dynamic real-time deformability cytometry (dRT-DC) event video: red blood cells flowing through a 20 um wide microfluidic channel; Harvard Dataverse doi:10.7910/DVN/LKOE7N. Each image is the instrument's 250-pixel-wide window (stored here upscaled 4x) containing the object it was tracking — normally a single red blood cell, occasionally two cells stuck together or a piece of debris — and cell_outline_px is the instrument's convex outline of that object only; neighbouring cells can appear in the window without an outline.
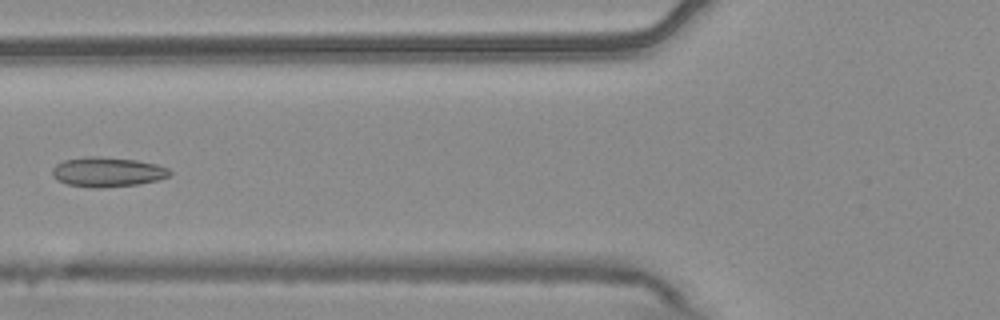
{"species": "common noctule bat (a hibernating species)", "species_latin": "Nyctalus noctula", "temperature_condition": "warm", "stored_images_in_passage": 5, "camera_frame_rate_fps": 3000, "um_per_image_px": 0.085, "animal": {"sex": "male", "body_mass_g": 20.4}, "frame": {"image": 1, "passage_image": 4, "time_ms": 1.0, "image_size_px": [1000, 320], "cell_outline_px": [[172, 172], [168, 176], [156, 180], [136, 184], [104, 188], [96, 188], [68, 184], [56, 180], [52, 176], [52, 168], [56, 164], [64, 160], [84, 156], [100, 156], [136, 160], [156, 164], [168, 168]], "centroid_in_image_um": [9.09, 14.61], "position_along_channel_um": 116.7, "area_um2": 20.35}}
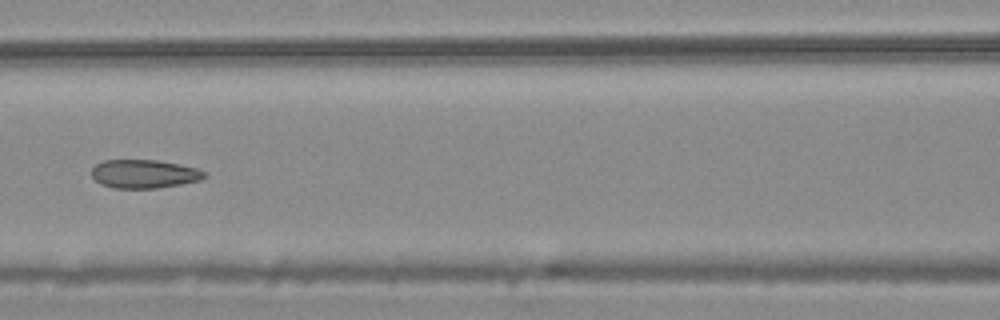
{"frame": {"image": 2, "passage_image": 5, "time_ms": 1.333, "image_size_px": [1000, 320], "cell_outline_px": [[208, 176], [200, 180], [180, 184], [156, 188], [112, 188], [100, 184], [92, 176], [92, 168], [96, 164], [104, 160], [156, 160], [180, 164], [196, 168], [204, 172]], "centroid_in_image_um": [12.24, 14.78], "position_along_channel_um": 154.4, "area_um2": 18.73}}